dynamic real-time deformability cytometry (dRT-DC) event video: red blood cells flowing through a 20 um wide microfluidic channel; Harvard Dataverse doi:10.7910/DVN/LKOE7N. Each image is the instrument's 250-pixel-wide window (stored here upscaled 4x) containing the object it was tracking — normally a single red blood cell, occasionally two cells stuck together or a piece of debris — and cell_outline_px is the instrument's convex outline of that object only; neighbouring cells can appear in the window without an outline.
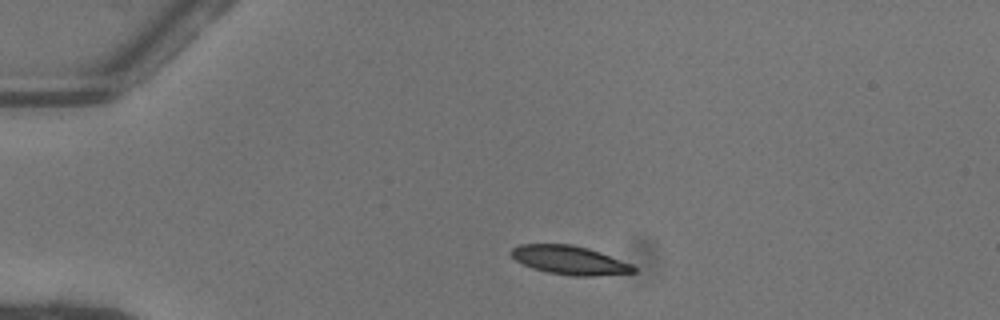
{"species": "common noctule bat (a hibernating species)", "species_latin": "Nyctalus noctula", "temperature_condition": "warm", "stored_images_in_passage": 41, "camera_frame_rate_fps": 3000, "um_per_image_px": 0.085, "animal": {"sex": "female"}, "frame": {"image": 1, "passage_image": 1, "time_ms": 0.0, "image_size_px": [1000, 320], "cell_outline_px": [[636, 272], [592, 276], [572, 276], [548, 272], [532, 268], [516, 260], [508, 252], [512, 248], [520, 244], [568, 244], [588, 248], [600, 252], [632, 264], [636, 268]], "centroid_in_image_um": [48.4, 22.11], "position_along_channel_um": 36.6, "area_um2": 20.4}}
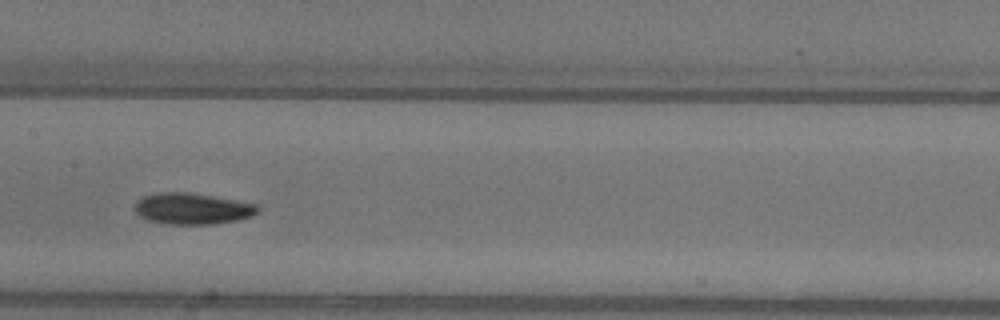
{"frame": {"image": 2, "passage_image": 16, "time_ms": 5.0, "image_size_px": [1000, 320], "cell_outline_px": [[260, 208], [252, 216], [236, 220], [212, 224], [168, 224], [148, 220], [140, 216], [136, 212], [136, 200], [144, 196], [156, 192], [188, 192], [256, 204]], "centroid_in_image_um": [16.31, 17.73], "position_along_channel_um": 191.1, "area_um2": 22.14}}
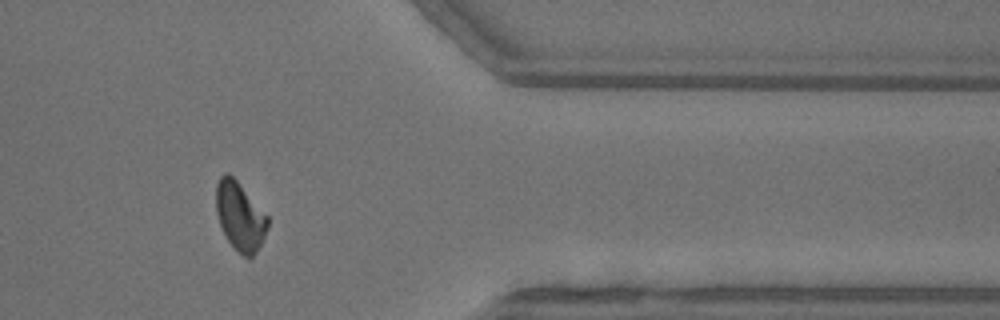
{"frame": {"image": 3, "passage_image": 32, "time_ms": 10.333, "image_size_px": [1000, 320], "cell_outline_px": [[268, 228], [256, 252], [252, 256], [244, 256], [228, 240], [220, 224], [216, 212], [216, 184], [220, 176], [224, 172], [228, 172], [236, 180], [268, 216]], "centroid_in_image_um": [20.38, 18.34], "position_along_channel_um": 391.0, "area_um2": 20.17}, "authors_computed_cell_mechanics": {"area_um2": 20.9814, "velocity_mm_per_s": 4.0733, "shape_relaxation_time_tau1_ms": 5.3841, "shape_relaxation_time_tau2_ms": 6.5988, "deformation_change_tau1": 0.179, "deformation_change_tau2": 0.1475}}